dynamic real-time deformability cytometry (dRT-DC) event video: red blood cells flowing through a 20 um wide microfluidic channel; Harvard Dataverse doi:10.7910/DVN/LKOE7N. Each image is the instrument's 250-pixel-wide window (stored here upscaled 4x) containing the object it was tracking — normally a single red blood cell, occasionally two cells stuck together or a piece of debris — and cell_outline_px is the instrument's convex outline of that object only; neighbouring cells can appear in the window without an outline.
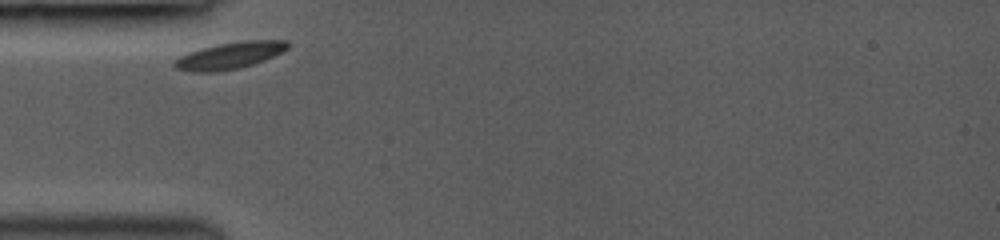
{"species": "common noctule bat (a hibernating species)", "species_latin": "Nyctalus noctula", "temperature_condition": "room temperature", "stored_images_in_passage": 12, "camera_frame_rate_fps": 3000, "um_per_image_px": 0.085, "animal": {"sex": "female", "body_mass_g": 19.0, "forearm_length_mm": 53.3}, "frame": {"image": 1, "passage_image": 1, "time_ms": 0.0, "image_size_px": [1000, 240], "cell_outline_px": [[288, 48], [264, 60], [240, 68], [216, 72], [192, 72], [176, 68], [172, 64], [180, 56], [188, 52], [200, 48], [220, 44], [244, 40], [288, 40]], "centroid_in_image_um": [19.5, 4.72], "position_along_channel_um": 65.5, "area_um2": 17.51}}
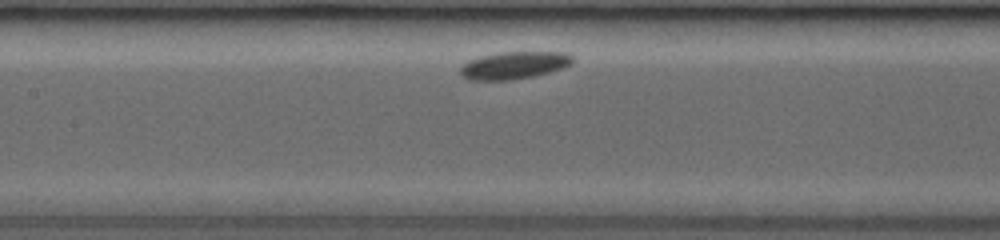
{"frame": {"image": 2, "passage_image": 7, "time_ms": 2.667, "image_size_px": [1000, 240], "cell_outline_px": [[572, 64], [564, 68], [536, 76], [512, 80], [468, 80], [460, 76], [460, 68], [468, 60], [480, 56], [500, 52], [564, 52], [572, 56]], "centroid_in_image_um": [43.68, 5.56], "position_along_channel_um": 163.7, "area_um2": 18.15}}
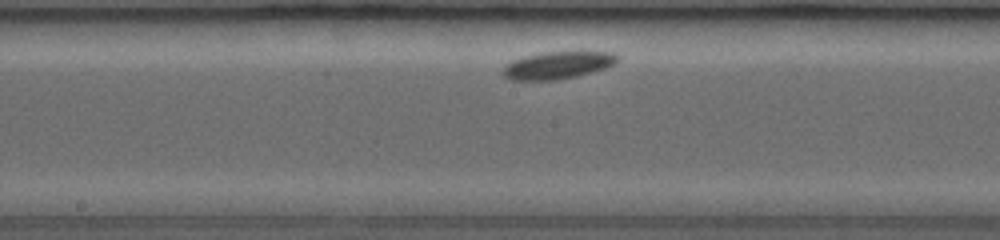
{"frame": {"image": 3, "passage_image": 9, "time_ms": 3.667, "image_size_px": [1000, 240], "cell_outline_px": [[620, 60], [616, 64], [608, 68], [576, 76], [556, 80], [508, 80], [500, 72], [504, 64], [512, 60], [524, 56], [544, 52], [612, 52], [620, 56]], "centroid_in_image_um": [47.4, 5.55], "position_along_channel_um": 200.8, "area_um2": 18.61}}